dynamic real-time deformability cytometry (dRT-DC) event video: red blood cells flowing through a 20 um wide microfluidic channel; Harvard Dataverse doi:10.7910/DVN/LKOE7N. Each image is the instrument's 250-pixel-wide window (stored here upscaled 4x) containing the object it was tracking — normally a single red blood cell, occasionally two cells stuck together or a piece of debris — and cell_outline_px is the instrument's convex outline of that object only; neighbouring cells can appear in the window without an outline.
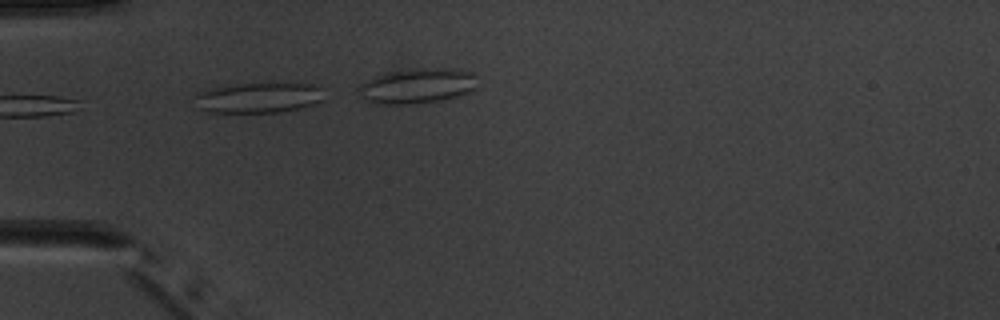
{"species": "common noctule bat (a hibernating species)", "species_latin": "Nyctalus noctula", "temperature_condition": "warm", "stored_images_in_passage": 5, "camera_frame_rate_fps": 3000, "um_per_image_px": 0.085, "animal": {"sex": "male", "body_mass_g": 20.1, "forearm_length_mm": 53.5}, "frame": {"image": 1, "passage_image": 4, "time_ms": 3.333, "image_size_px": [1000, 320], "cell_outline_px": [[320, 100], [312, 104], [300, 108], [280, 112], [208, 112], [200, 108], [192, 96], [196, 92], [208, 88], [240, 84], [308, 84], [316, 88]], "centroid_in_image_um": [21.79, 8.32], "position_along_channel_um": 63.2, "area_um2": 22.14}}
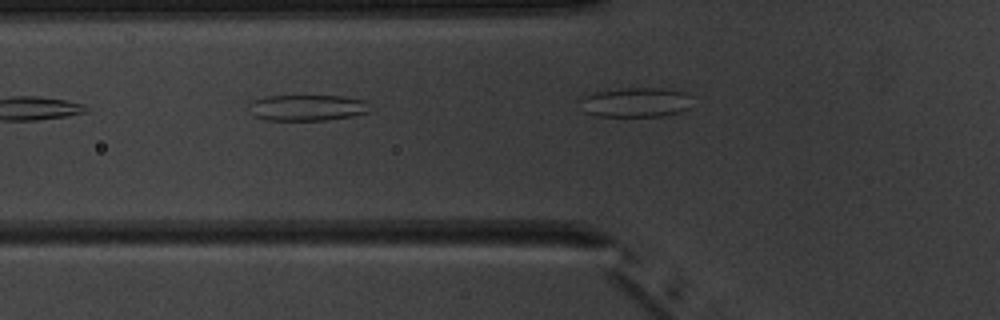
{"frame": {"image": 2, "passage_image": 5, "time_ms": 4.333, "image_size_px": [1000, 320], "cell_outline_px": [[372, 112], [352, 116], [324, 120], [268, 120], [256, 116], [248, 112], [248, 104], [252, 100], [268, 96], [340, 96], [364, 100]], "centroid_in_image_um": [26.08, 9.15], "position_along_channel_um": 99.7, "area_um2": 18.38}}